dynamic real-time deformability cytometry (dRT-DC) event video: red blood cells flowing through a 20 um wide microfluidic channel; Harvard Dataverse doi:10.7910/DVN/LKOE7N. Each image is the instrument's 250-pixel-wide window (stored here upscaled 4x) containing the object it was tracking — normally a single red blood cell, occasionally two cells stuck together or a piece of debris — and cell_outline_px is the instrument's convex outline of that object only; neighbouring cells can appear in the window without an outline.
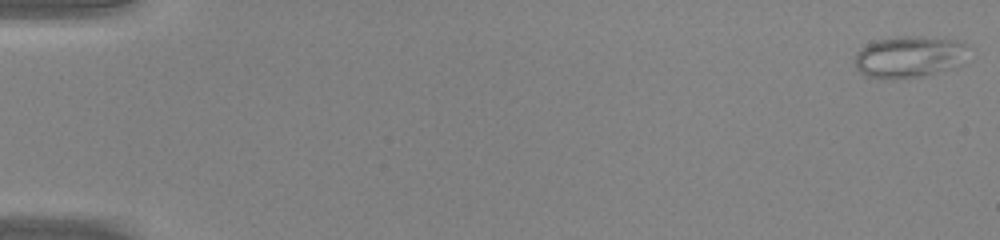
{"species": "common noctule bat (a hibernating species)", "species_latin": "Nyctalus noctula", "temperature_condition": "warm", "stored_images_in_passage": 49, "camera_frame_rate_fps": 3000, "um_per_image_px": 0.085, "animal": {"sex": "male", "body_mass_g": 20.0, "forearm_length_mm": 53.3}, "frame": {"image": 1, "passage_image": 1, "time_ms": 0.0, "image_size_px": [1000, 240], "cell_outline_px": [[968, 44], [960, 64], [956, 68], [924, 76], [892, 80], [884, 80], [864, 76], [856, 68], [856, 52], [860, 48], [872, 40], [900, 36], [944, 36], [964, 40]], "centroid_in_image_um": [77.3, 4.81], "position_along_channel_um": 7.7, "area_um2": 28.67}}
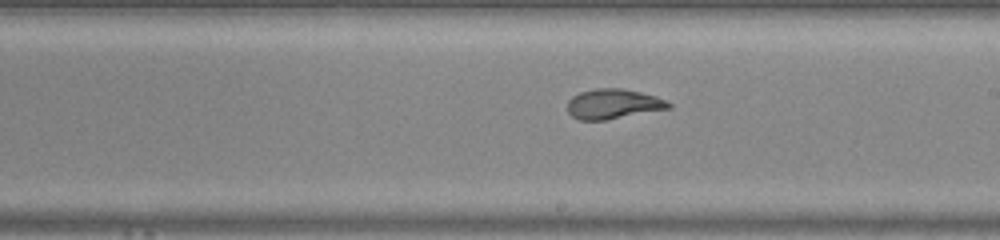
{"frame": {"image": 2, "passage_image": 29, "time_ms": 9.333, "image_size_px": [1000, 240], "cell_outline_px": [[672, 108], [604, 120], [580, 120], [572, 116], [568, 112], [568, 100], [572, 96], [580, 92], [596, 88], [620, 88], [640, 92], [656, 96], [672, 104]], "centroid_in_image_um": [52.12, 8.83], "position_along_channel_um": 236.9, "area_um2": 17.57}}
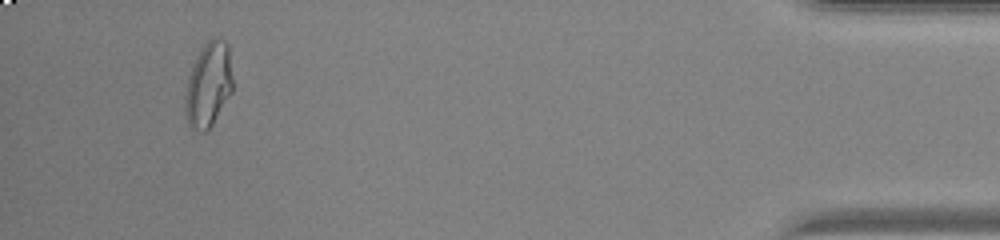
{"frame": {"image": 3, "passage_image": 46, "time_ms": 15.0, "image_size_px": [1000, 240], "cell_outline_px": [[232, 92], [212, 124], [204, 132], [200, 132], [192, 128], [188, 124], [184, 112], [184, 96], [188, 76], [192, 64], [200, 48], [212, 36], [216, 36], [224, 40], [228, 44], [232, 76]], "centroid_in_image_um": [17.69, 7.17], "position_along_channel_um": 417.5, "area_um2": 23.81}, "authors_computed_cell_mechanics": {"area_um2": 20.23, "velocity_mm_per_s": 4.3156, "shape_relaxation_time_tau1_ms": 7.7082, "shape_relaxation_time_tau2_ms": null, "deformation_change_tau1": 0.2678, "deformation_change_tau2": null}}